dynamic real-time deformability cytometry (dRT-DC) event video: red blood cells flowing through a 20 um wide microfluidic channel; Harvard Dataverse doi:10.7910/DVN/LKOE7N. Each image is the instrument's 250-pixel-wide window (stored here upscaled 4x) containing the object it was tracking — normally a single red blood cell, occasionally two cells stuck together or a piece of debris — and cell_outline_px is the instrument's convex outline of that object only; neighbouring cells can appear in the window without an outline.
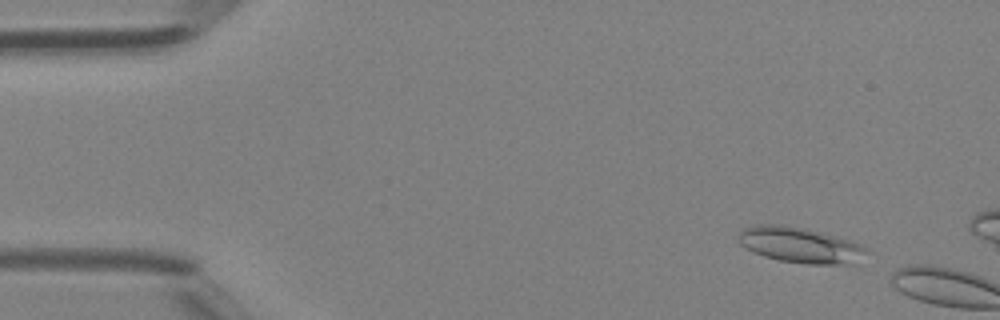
{"species": "Egyptian fruit bat (a non-hibernating species)", "species_latin": "Rousettus aegyptiacus", "temperature_condition": "room temperature", "stored_images_in_passage": 7, "camera_frame_rate_fps": 3000, "um_per_image_px": 0.085, "animal": {"sex": "female"}, "frame": {"image": 1, "passage_image": 4, "time_ms": 1.0, "image_size_px": [1000, 320], "cell_outline_px": [[872, 252], [856, 264], [808, 264], [780, 260], [764, 256], [752, 252], [740, 244], [740, 228], [752, 224], [780, 224], [820, 232], [836, 236], [860, 244], [868, 248]], "centroid_in_image_um": [68.06, 20.84], "position_along_channel_um": 16.9, "area_um2": 26.82}}